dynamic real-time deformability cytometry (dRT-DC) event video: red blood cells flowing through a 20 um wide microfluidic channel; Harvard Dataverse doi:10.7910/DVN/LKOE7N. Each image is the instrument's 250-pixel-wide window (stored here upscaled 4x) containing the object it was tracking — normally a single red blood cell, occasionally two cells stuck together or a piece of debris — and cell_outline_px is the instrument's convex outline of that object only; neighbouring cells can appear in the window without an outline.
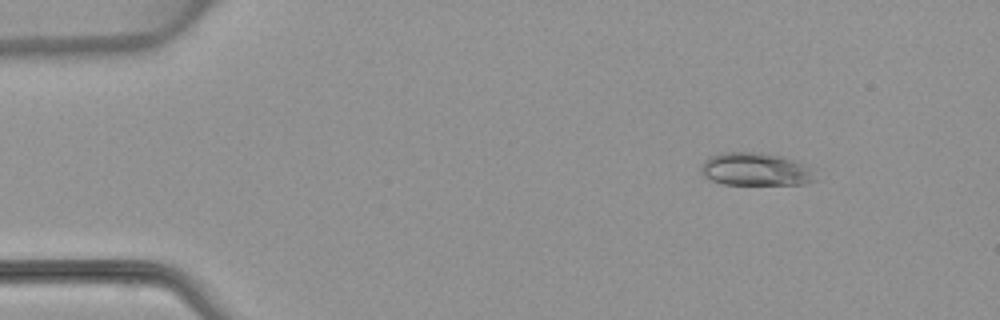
{"species": "common noctule bat (a hibernating species)", "species_latin": "Nyctalus noctula", "temperature_condition": "warm", "stored_images_in_passage": 5, "camera_frame_rate_fps": 3000, "um_per_image_px": 0.085, "animal": {"sex": "female", "body_mass_g": 22.7, "forearm_length_mm": 54.2}, "frame": {"image": 1, "passage_image": 2, "time_ms": 1.333, "image_size_px": [1000, 320], "cell_outline_px": [[820, 180], [804, 184], [724, 184], [712, 180], [704, 176], [700, 172], [700, 164], [704, 160], [720, 152], [756, 152], [784, 156], [820, 168]], "centroid_in_image_um": [64.4, 14.39], "position_along_channel_um": 20.6, "area_um2": 22.95}}
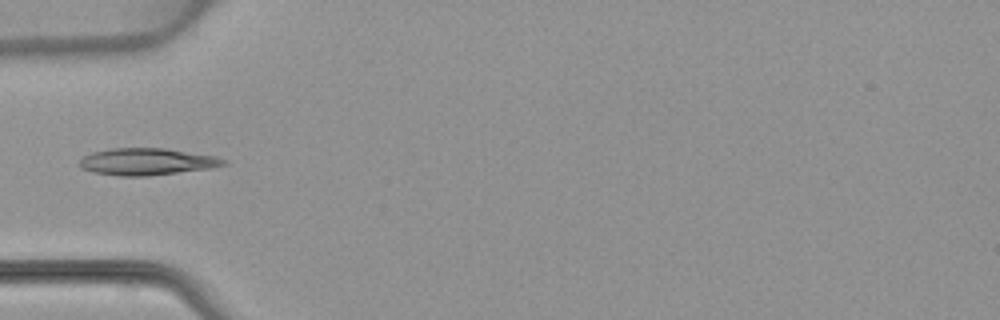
{"frame": {"image": 2, "passage_image": 5, "time_ms": 4.667, "image_size_px": [1000, 320], "cell_outline_px": [[228, 164], [212, 168], [148, 176], [120, 176], [92, 172], [80, 168], [80, 160], [84, 156], [92, 152], [112, 148], [164, 148], [216, 156], [228, 160]], "centroid_in_image_um": [12.51, 13.74], "position_along_channel_um": 72.5, "area_um2": 22.72}}